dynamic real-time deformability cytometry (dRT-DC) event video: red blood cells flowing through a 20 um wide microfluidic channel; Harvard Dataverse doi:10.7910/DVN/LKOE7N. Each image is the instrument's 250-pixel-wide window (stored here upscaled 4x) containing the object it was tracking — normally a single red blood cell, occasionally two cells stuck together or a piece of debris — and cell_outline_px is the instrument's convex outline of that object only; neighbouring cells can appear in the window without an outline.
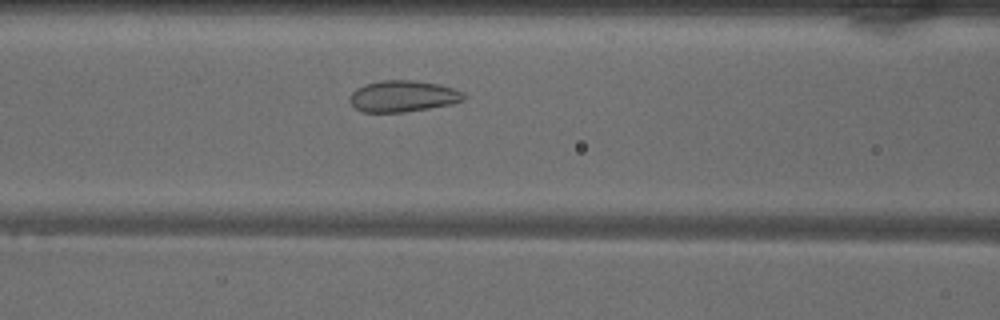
{"species": "common noctule bat (a hibernating species)", "species_latin": "Nyctalus noctula", "temperature_condition": "warm", "stored_images_in_passage": 37, "camera_frame_rate_fps": 3000, "um_per_image_px": 0.085, "animal": {"sex": "male", "body_mass_g": 18.8}, "frame": {"image": 1, "passage_image": 16, "time_ms": 5.0, "image_size_px": [1000, 320], "cell_outline_px": [[468, 96], [464, 100], [448, 104], [428, 108], [404, 112], [364, 112], [356, 108], [348, 100], [352, 92], [356, 88], [364, 84], [380, 80], [412, 80], [440, 84], [464, 92]], "centroid_in_image_um": [34.24, 8.16], "position_along_channel_um": 132.4, "area_um2": 20.87}}
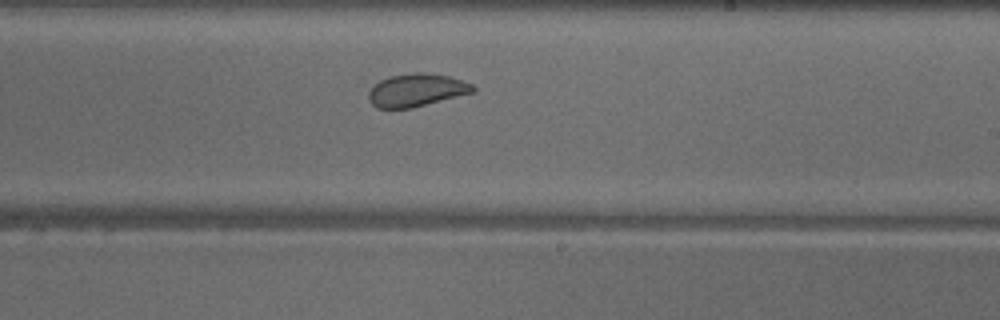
{"frame": {"image": 2, "passage_image": 25, "time_ms": 8.0, "image_size_px": [1000, 320], "cell_outline_px": [[476, 92], [412, 108], [376, 108], [368, 100], [368, 92], [380, 80], [388, 76], [420, 72], [424, 72], [448, 76], [464, 80], [472, 84], [476, 88]], "centroid_in_image_um": [35.43, 7.66], "position_along_channel_um": 253.6, "area_um2": 20.11}}
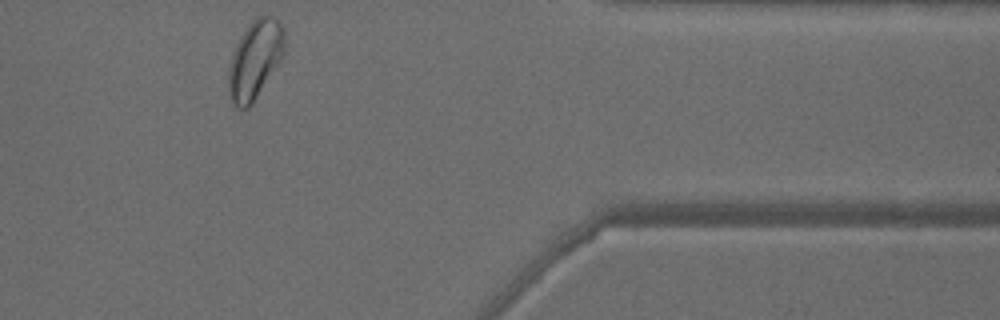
{"frame": {"image": 3, "passage_image": 37, "time_ms": 12.0, "image_size_px": [1000, 320], "cell_outline_px": [[284, 56], [248, 108], [236, 108], [228, 100], [228, 68], [236, 44], [240, 36], [248, 24], [256, 16], [272, 16], [280, 24], [284, 36]], "centroid_in_image_um": [21.64, 5.09], "position_along_channel_um": 389.8, "area_um2": 25.55}, "authors_computed_cell_mechanics": {"area_um2": 21.3282, "velocity_mm_per_s": 4.051, "shape_relaxation_time_tau1_ms": 6.4859, "shape_relaxation_time_tau2_ms": 0.9677, "deformation_change_tau1": 0.1131, "deformation_change_tau2": 0.0514}}